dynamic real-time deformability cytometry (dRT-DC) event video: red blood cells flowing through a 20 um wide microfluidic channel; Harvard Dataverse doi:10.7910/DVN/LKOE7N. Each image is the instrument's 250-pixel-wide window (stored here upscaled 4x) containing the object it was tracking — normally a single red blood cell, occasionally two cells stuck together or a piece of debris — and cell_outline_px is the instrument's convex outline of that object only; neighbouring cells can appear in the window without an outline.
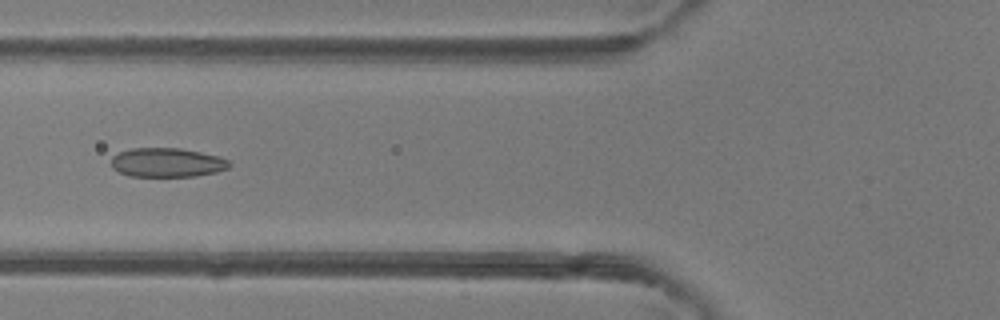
{"species": "common noctule bat (a hibernating species)", "species_latin": "Nyctalus noctula", "temperature_condition": "room temperature", "stored_images_in_passage": 40, "camera_frame_rate_fps": 3000, "um_per_image_px": 0.085, "animal": {"sex": "female"}, "frame": {"image": 1, "passage_image": 10, "time_ms": 3.0, "image_size_px": [1000, 320], "cell_outline_px": [[232, 164], [228, 168], [216, 172], [196, 176], [128, 176], [112, 168], [112, 156], [120, 152], [132, 148], [180, 148], [220, 156], [228, 160]], "centroid_in_image_um": [14.22, 13.81], "position_along_channel_um": 111.6, "area_um2": 20.06}}
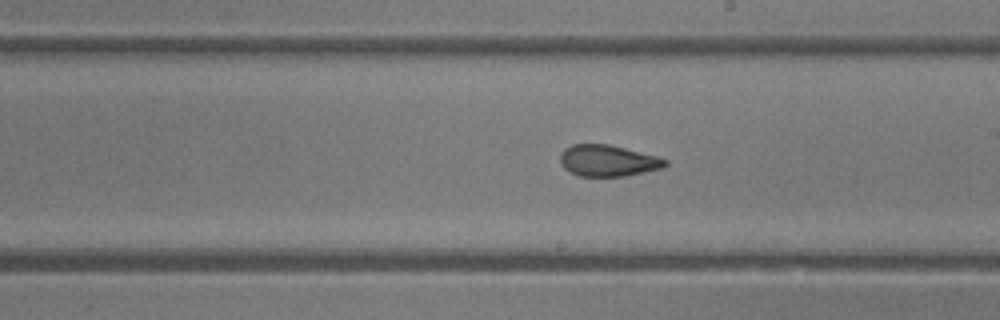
{"frame": {"image": 2, "passage_image": 19, "time_ms": 6.0, "image_size_px": [1000, 320], "cell_outline_px": [[668, 164], [664, 168], [624, 176], [580, 176], [568, 172], [560, 164], [560, 152], [564, 148], [572, 144], [608, 144], [656, 156], [668, 160]], "centroid_in_image_um": [51.64, 13.66], "position_along_channel_um": 237.4, "area_um2": 19.31}}
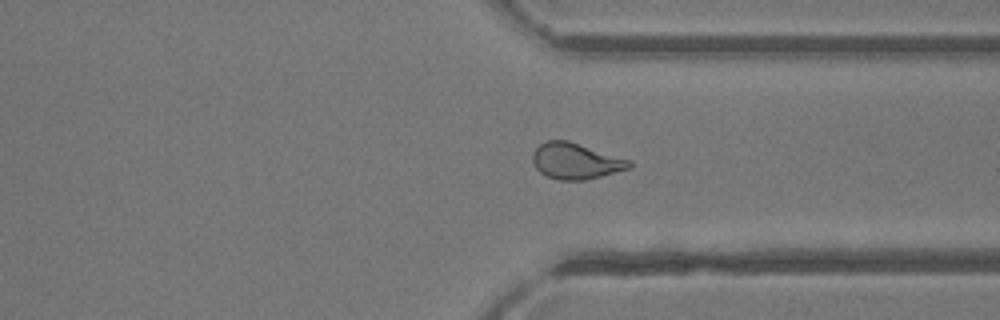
{"frame": {"image": 3, "passage_image": 28, "time_ms": 9.0, "image_size_px": [1000, 320], "cell_outline_px": [[632, 164], [628, 168], [600, 176], [584, 180], [560, 180], [548, 176], [540, 172], [536, 168], [532, 160], [532, 152], [540, 144], [548, 140], [568, 140], [632, 160]], "centroid_in_image_um": [48.92, 13.67], "position_along_channel_um": 362.5, "area_um2": 20.17}, "authors_computed_cell_mechanics": {"area_um2": 20.23, "velocity_mm_per_s": 4.1733, "shape_relaxation_time_tau1_ms": null, "shape_relaxation_time_tau2_ms": 1.287, "deformation_change_tau1": null, "deformation_change_tau2": 0.073}}